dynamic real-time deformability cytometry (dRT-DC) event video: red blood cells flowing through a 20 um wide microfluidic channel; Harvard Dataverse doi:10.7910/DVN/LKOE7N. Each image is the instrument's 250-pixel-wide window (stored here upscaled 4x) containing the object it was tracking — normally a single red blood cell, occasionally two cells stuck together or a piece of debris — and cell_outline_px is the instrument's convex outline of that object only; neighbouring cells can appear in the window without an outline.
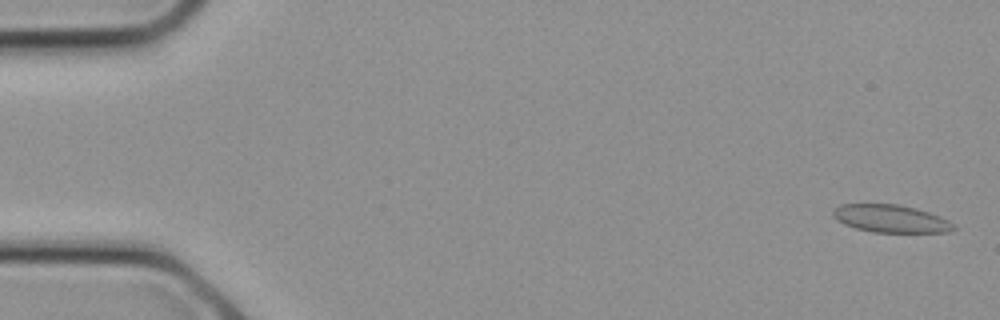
{"species": "common noctule bat (a hibernating species)", "species_latin": "Nyctalus noctula", "temperature_condition": "cold", "stored_images_in_passage": 9, "segment_of_instrument_passage": [1, 2], "camera_frame_rate_fps": 3000, "um_per_image_px": 0.085, "animal": {"sex": "female", "body_mass_g": 21.9}, "frame": {"image": 1, "passage_image": 1, "time_ms": 0.0, "image_size_px": [1000, 320], "cell_outline_px": [[956, 228], [948, 232], [872, 232], [856, 228], [844, 224], [836, 220], [832, 216], [832, 208], [840, 204], [896, 204], [916, 208], [940, 216], [948, 220]], "centroid_in_image_um": [75.66, 18.58], "position_along_channel_um": 9.3, "area_um2": 19.48}}